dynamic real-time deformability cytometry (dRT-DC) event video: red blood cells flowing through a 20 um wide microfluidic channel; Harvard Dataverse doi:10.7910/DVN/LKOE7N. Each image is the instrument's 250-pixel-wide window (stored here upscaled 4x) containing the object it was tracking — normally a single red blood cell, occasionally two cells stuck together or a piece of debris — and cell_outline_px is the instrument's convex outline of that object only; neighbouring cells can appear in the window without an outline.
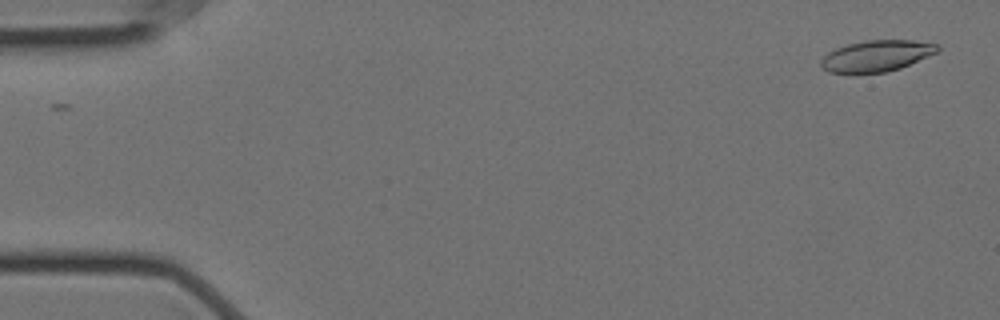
{"species": "Egyptian fruit bat (a non-hibernating species)", "species_latin": "Rousettus aegyptiacus", "temperature_condition": "cold", "stored_images_in_passage": 14, "camera_frame_rate_fps": 3000, "um_per_image_px": 0.085, "animal": {"sex": "female"}, "frame": {"image": 1, "passage_image": 1, "time_ms": 0.0, "image_size_px": [1000, 320], "cell_outline_px": [[940, 48], [936, 52], [900, 68], [888, 72], [828, 72], [820, 64], [820, 60], [828, 52], [836, 48], [848, 44], [868, 40], [912, 40], [936, 44]], "centroid_in_image_um": [74.49, 4.74], "position_along_channel_um": 10.5, "area_um2": 20.75}}